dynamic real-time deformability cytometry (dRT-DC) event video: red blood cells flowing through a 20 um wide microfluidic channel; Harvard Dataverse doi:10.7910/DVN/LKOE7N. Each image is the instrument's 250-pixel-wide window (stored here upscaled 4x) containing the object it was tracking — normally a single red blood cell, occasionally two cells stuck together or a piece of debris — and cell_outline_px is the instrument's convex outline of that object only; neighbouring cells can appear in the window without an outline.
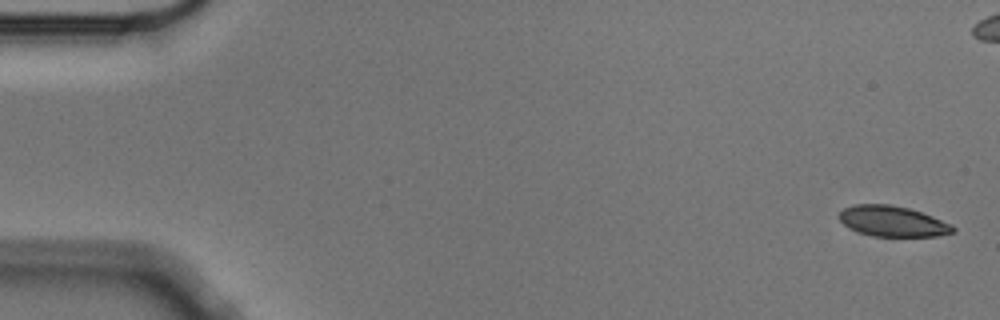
{"species": "Egyptian fruit bat (a non-hibernating species)", "species_latin": "Rousettus aegyptiacus", "temperature_condition": "cold", "stored_images_in_passage": 6, "camera_frame_rate_fps": 3000, "um_per_image_px": 0.085, "animal": {"sex": "male"}, "frame": {"image": 1, "passage_image": 1, "time_ms": 0.0, "image_size_px": [1000, 320], "cell_outline_px": [[956, 232], [936, 236], [872, 236], [848, 228], [836, 216], [844, 208], [852, 204], [892, 204], [908, 208], [932, 216], [952, 224], [956, 228]], "centroid_in_image_um": [75.86, 18.8], "position_along_channel_um": 9.1, "area_um2": 20.4}}
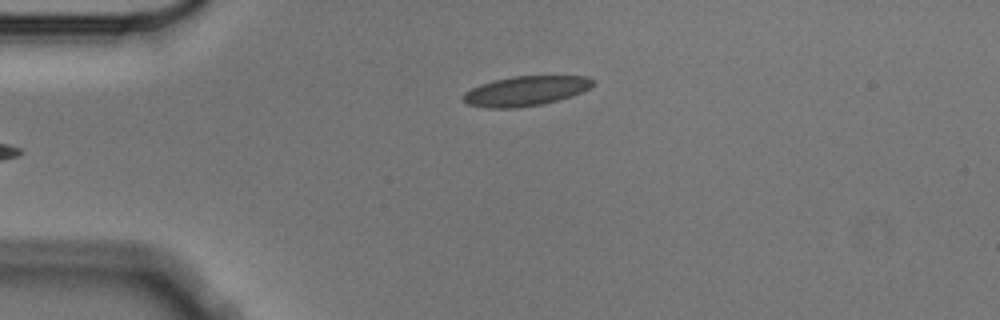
{"frame": {"image": 2, "passage_image": 6, "time_ms": 1.667, "image_size_px": [1000, 320], "cell_outline_px": [[596, 84], [592, 88], [572, 96], [544, 104], [516, 108], [488, 108], [468, 104], [460, 96], [464, 92], [480, 84], [492, 80], [512, 76], [588, 76]], "centroid_in_image_um": [44.69, 7.73], "position_along_channel_um": 40.3, "area_um2": 22.77}}